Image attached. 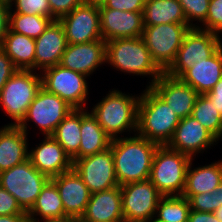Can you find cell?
Listing matches in <instances>:
<instances>
[{
    "label": "cell",
    "mask_w": 222,
    "mask_h": 222,
    "mask_svg": "<svg viewBox=\"0 0 222 222\" xmlns=\"http://www.w3.org/2000/svg\"><path fill=\"white\" fill-rule=\"evenodd\" d=\"M134 135L118 137L110 144L119 186L149 179L153 158L160 146L137 133Z\"/></svg>",
    "instance_id": "obj_1"
},
{
    "label": "cell",
    "mask_w": 222,
    "mask_h": 222,
    "mask_svg": "<svg viewBox=\"0 0 222 222\" xmlns=\"http://www.w3.org/2000/svg\"><path fill=\"white\" fill-rule=\"evenodd\" d=\"M180 120L151 87L147 86L141 93L138 103V135L160 146L167 145Z\"/></svg>",
    "instance_id": "obj_2"
},
{
    "label": "cell",
    "mask_w": 222,
    "mask_h": 222,
    "mask_svg": "<svg viewBox=\"0 0 222 222\" xmlns=\"http://www.w3.org/2000/svg\"><path fill=\"white\" fill-rule=\"evenodd\" d=\"M106 63L127 74L152 77L150 87L164 72L152 59L142 37L117 38L106 42Z\"/></svg>",
    "instance_id": "obj_3"
},
{
    "label": "cell",
    "mask_w": 222,
    "mask_h": 222,
    "mask_svg": "<svg viewBox=\"0 0 222 222\" xmlns=\"http://www.w3.org/2000/svg\"><path fill=\"white\" fill-rule=\"evenodd\" d=\"M109 92L91 111L98 123L112 140L125 131L136 132L140 95L130 96L115 89Z\"/></svg>",
    "instance_id": "obj_4"
},
{
    "label": "cell",
    "mask_w": 222,
    "mask_h": 222,
    "mask_svg": "<svg viewBox=\"0 0 222 222\" xmlns=\"http://www.w3.org/2000/svg\"><path fill=\"white\" fill-rule=\"evenodd\" d=\"M191 160L186 154L174 151L166 145L159 146L153 158L150 182L163 196L182 195Z\"/></svg>",
    "instance_id": "obj_5"
},
{
    "label": "cell",
    "mask_w": 222,
    "mask_h": 222,
    "mask_svg": "<svg viewBox=\"0 0 222 222\" xmlns=\"http://www.w3.org/2000/svg\"><path fill=\"white\" fill-rule=\"evenodd\" d=\"M42 87L41 74L33 70L18 69L0 92V105L14 122L7 125L18 126L24 119L27 109Z\"/></svg>",
    "instance_id": "obj_6"
},
{
    "label": "cell",
    "mask_w": 222,
    "mask_h": 222,
    "mask_svg": "<svg viewBox=\"0 0 222 222\" xmlns=\"http://www.w3.org/2000/svg\"><path fill=\"white\" fill-rule=\"evenodd\" d=\"M49 180L31 164L29 159L0 172V186L16 198L25 212L32 208Z\"/></svg>",
    "instance_id": "obj_7"
},
{
    "label": "cell",
    "mask_w": 222,
    "mask_h": 222,
    "mask_svg": "<svg viewBox=\"0 0 222 222\" xmlns=\"http://www.w3.org/2000/svg\"><path fill=\"white\" fill-rule=\"evenodd\" d=\"M221 40L220 35L191 27L184 35L175 60L164 72L180 78L194 63L212 56L222 46Z\"/></svg>",
    "instance_id": "obj_8"
},
{
    "label": "cell",
    "mask_w": 222,
    "mask_h": 222,
    "mask_svg": "<svg viewBox=\"0 0 222 222\" xmlns=\"http://www.w3.org/2000/svg\"><path fill=\"white\" fill-rule=\"evenodd\" d=\"M190 28L188 24L181 23L144 26L142 39L152 59L163 71L175 60L184 35Z\"/></svg>",
    "instance_id": "obj_9"
},
{
    "label": "cell",
    "mask_w": 222,
    "mask_h": 222,
    "mask_svg": "<svg viewBox=\"0 0 222 222\" xmlns=\"http://www.w3.org/2000/svg\"><path fill=\"white\" fill-rule=\"evenodd\" d=\"M42 87L59 96L74 109H85L88 95L87 76L60 64L42 71Z\"/></svg>",
    "instance_id": "obj_10"
},
{
    "label": "cell",
    "mask_w": 222,
    "mask_h": 222,
    "mask_svg": "<svg viewBox=\"0 0 222 222\" xmlns=\"http://www.w3.org/2000/svg\"><path fill=\"white\" fill-rule=\"evenodd\" d=\"M73 109L65 100L41 87L18 126L28 134L27 122H34L45 136L52 135Z\"/></svg>",
    "instance_id": "obj_11"
},
{
    "label": "cell",
    "mask_w": 222,
    "mask_h": 222,
    "mask_svg": "<svg viewBox=\"0 0 222 222\" xmlns=\"http://www.w3.org/2000/svg\"><path fill=\"white\" fill-rule=\"evenodd\" d=\"M121 187L124 222H149L163 196L149 179L124 184Z\"/></svg>",
    "instance_id": "obj_12"
},
{
    "label": "cell",
    "mask_w": 222,
    "mask_h": 222,
    "mask_svg": "<svg viewBox=\"0 0 222 222\" xmlns=\"http://www.w3.org/2000/svg\"><path fill=\"white\" fill-rule=\"evenodd\" d=\"M72 168L81 177L91 193L119 186L116 180L111 148L73 161Z\"/></svg>",
    "instance_id": "obj_13"
},
{
    "label": "cell",
    "mask_w": 222,
    "mask_h": 222,
    "mask_svg": "<svg viewBox=\"0 0 222 222\" xmlns=\"http://www.w3.org/2000/svg\"><path fill=\"white\" fill-rule=\"evenodd\" d=\"M68 44L93 42L102 39L99 7L82 3L61 17Z\"/></svg>",
    "instance_id": "obj_14"
},
{
    "label": "cell",
    "mask_w": 222,
    "mask_h": 222,
    "mask_svg": "<svg viewBox=\"0 0 222 222\" xmlns=\"http://www.w3.org/2000/svg\"><path fill=\"white\" fill-rule=\"evenodd\" d=\"M218 140L192 115L180 120L168 148L186 154L193 159L197 153L211 148Z\"/></svg>",
    "instance_id": "obj_15"
},
{
    "label": "cell",
    "mask_w": 222,
    "mask_h": 222,
    "mask_svg": "<svg viewBox=\"0 0 222 222\" xmlns=\"http://www.w3.org/2000/svg\"><path fill=\"white\" fill-rule=\"evenodd\" d=\"M50 180L59 192L64 206L65 220H80L92 194L81 177L72 168Z\"/></svg>",
    "instance_id": "obj_16"
},
{
    "label": "cell",
    "mask_w": 222,
    "mask_h": 222,
    "mask_svg": "<svg viewBox=\"0 0 222 222\" xmlns=\"http://www.w3.org/2000/svg\"><path fill=\"white\" fill-rule=\"evenodd\" d=\"M102 39L142 37L144 29L143 12H130L112 8H99Z\"/></svg>",
    "instance_id": "obj_17"
},
{
    "label": "cell",
    "mask_w": 222,
    "mask_h": 222,
    "mask_svg": "<svg viewBox=\"0 0 222 222\" xmlns=\"http://www.w3.org/2000/svg\"><path fill=\"white\" fill-rule=\"evenodd\" d=\"M150 87L180 119L192 115V110L199 94L180 78L171 77L163 72Z\"/></svg>",
    "instance_id": "obj_18"
},
{
    "label": "cell",
    "mask_w": 222,
    "mask_h": 222,
    "mask_svg": "<svg viewBox=\"0 0 222 222\" xmlns=\"http://www.w3.org/2000/svg\"><path fill=\"white\" fill-rule=\"evenodd\" d=\"M106 63V41L68 44L60 65L89 77L97 67Z\"/></svg>",
    "instance_id": "obj_19"
},
{
    "label": "cell",
    "mask_w": 222,
    "mask_h": 222,
    "mask_svg": "<svg viewBox=\"0 0 222 222\" xmlns=\"http://www.w3.org/2000/svg\"><path fill=\"white\" fill-rule=\"evenodd\" d=\"M31 164L49 179L72 169V159L62 146L51 136H44L42 143L29 150Z\"/></svg>",
    "instance_id": "obj_20"
},
{
    "label": "cell",
    "mask_w": 222,
    "mask_h": 222,
    "mask_svg": "<svg viewBox=\"0 0 222 222\" xmlns=\"http://www.w3.org/2000/svg\"><path fill=\"white\" fill-rule=\"evenodd\" d=\"M65 31L59 20L52 21L35 39V70L41 71L60 64L67 48Z\"/></svg>",
    "instance_id": "obj_21"
},
{
    "label": "cell",
    "mask_w": 222,
    "mask_h": 222,
    "mask_svg": "<svg viewBox=\"0 0 222 222\" xmlns=\"http://www.w3.org/2000/svg\"><path fill=\"white\" fill-rule=\"evenodd\" d=\"M80 222H124L121 187L92 193Z\"/></svg>",
    "instance_id": "obj_22"
},
{
    "label": "cell",
    "mask_w": 222,
    "mask_h": 222,
    "mask_svg": "<svg viewBox=\"0 0 222 222\" xmlns=\"http://www.w3.org/2000/svg\"><path fill=\"white\" fill-rule=\"evenodd\" d=\"M222 78V46L208 59L194 63L180 79L198 94L208 93Z\"/></svg>",
    "instance_id": "obj_23"
},
{
    "label": "cell",
    "mask_w": 222,
    "mask_h": 222,
    "mask_svg": "<svg viewBox=\"0 0 222 222\" xmlns=\"http://www.w3.org/2000/svg\"><path fill=\"white\" fill-rule=\"evenodd\" d=\"M19 126L0 128V172L28 159V138Z\"/></svg>",
    "instance_id": "obj_24"
},
{
    "label": "cell",
    "mask_w": 222,
    "mask_h": 222,
    "mask_svg": "<svg viewBox=\"0 0 222 222\" xmlns=\"http://www.w3.org/2000/svg\"><path fill=\"white\" fill-rule=\"evenodd\" d=\"M191 160L186 174V183L182 196L188 200L193 195L208 193L222 182V161L192 169Z\"/></svg>",
    "instance_id": "obj_25"
},
{
    "label": "cell",
    "mask_w": 222,
    "mask_h": 222,
    "mask_svg": "<svg viewBox=\"0 0 222 222\" xmlns=\"http://www.w3.org/2000/svg\"><path fill=\"white\" fill-rule=\"evenodd\" d=\"M81 143L78 159L110 148L112 139L106 134L92 112L81 109Z\"/></svg>",
    "instance_id": "obj_26"
},
{
    "label": "cell",
    "mask_w": 222,
    "mask_h": 222,
    "mask_svg": "<svg viewBox=\"0 0 222 222\" xmlns=\"http://www.w3.org/2000/svg\"><path fill=\"white\" fill-rule=\"evenodd\" d=\"M37 215L44 222L65 220L62 200L56 185L51 180L45 184L34 205L27 212L28 222H41L39 218L34 217Z\"/></svg>",
    "instance_id": "obj_27"
},
{
    "label": "cell",
    "mask_w": 222,
    "mask_h": 222,
    "mask_svg": "<svg viewBox=\"0 0 222 222\" xmlns=\"http://www.w3.org/2000/svg\"><path fill=\"white\" fill-rule=\"evenodd\" d=\"M1 48L14 66L21 70H35V39L8 29Z\"/></svg>",
    "instance_id": "obj_28"
},
{
    "label": "cell",
    "mask_w": 222,
    "mask_h": 222,
    "mask_svg": "<svg viewBox=\"0 0 222 222\" xmlns=\"http://www.w3.org/2000/svg\"><path fill=\"white\" fill-rule=\"evenodd\" d=\"M144 26L168 23L187 24L178 0H146L143 10Z\"/></svg>",
    "instance_id": "obj_29"
},
{
    "label": "cell",
    "mask_w": 222,
    "mask_h": 222,
    "mask_svg": "<svg viewBox=\"0 0 222 222\" xmlns=\"http://www.w3.org/2000/svg\"><path fill=\"white\" fill-rule=\"evenodd\" d=\"M81 109H73L60 122L55 132L51 135L64 149L72 162L78 159L81 143Z\"/></svg>",
    "instance_id": "obj_30"
},
{
    "label": "cell",
    "mask_w": 222,
    "mask_h": 222,
    "mask_svg": "<svg viewBox=\"0 0 222 222\" xmlns=\"http://www.w3.org/2000/svg\"><path fill=\"white\" fill-rule=\"evenodd\" d=\"M192 116L217 140L222 138V115L205 94H199L197 97L192 110Z\"/></svg>",
    "instance_id": "obj_31"
},
{
    "label": "cell",
    "mask_w": 222,
    "mask_h": 222,
    "mask_svg": "<svg viewBox=\"0 0 222 222\" xmlns=\"http://www.w3.org/2000/svg\"><path fill=\"white\" fill-rule=\"evenodd\" d=\"M190 210V202L184 196H162L156 208L155 218L161 222H184L188 220Z\"/></svg>",
    "instance_id": "obj_32"
},
{
    "label": "cell",
    "mask_w": 222,
    "mask_h": 222,
    "mask_svg": "<svg viewBox=\"0 0 222 222\" xmlns=\"http://www.w3.org/2000/svg\"><path fill=\"white\" fill-rule=\"evenodd\" d=\"M52 21H54L52 17L9 12L8 25L10 31L36 39Z\"/></svg>",
    "instance_id": "obj_33"
},
{
    "label": "cell",
    "mask_w": 222,
    "mask_h": 222,
    "mask_svg": "<svg viewBox=\"0 0 222 222\" xmlns=\"http://www.w3.org/2000/svg\"><path fill=\"white\" fill-rule=\"evenodd\" d=\"M189 202L191 210L213 213L222 205V182L211 192L193 195Z\"/></svg>",
    "instance_id": "obj_34"
},
{
    "label": "cell",
    "mask_w": 222,
    "mask_h": 222,
    "mask_svg": "<svg viewBox=\"0 0 222 222\" xmlns=\"http://www.w3.org/2000/svg\"><path fill=\"white\" fill-rule=\"evenodd\" d=\"M182 6L187 24L197 27L193 21L203 23L206 20L210 0H178Z\"/></svg>",
    "instance_id": "obj_35"
},
{
    "label": "cell",
    "mask_w": 222,
    "mask_h": 222,
    "mask_svg": "<svg viewBox=\"0 0 222 222\" xmlns=\"http://www.w3.org/2000/svg\"><path fill=\"white\" fill-rule=\"evenodd\" d=\"M12 5H14L15 9H13ZM9 6V12L50 17L48 0H10Z\"/></svg>",
    "instance_id": "obj_36"
},
{
    "label": "cell",
    "mask_w": 222,
    "mask_h": 222,
    "mask_svg": "<svg viewBox=\"0 0 222 222\" xmlns=\"http://www.w3.org/2000/svg\"><path fill=\"white\" fill-rule=\"evenodd\" d=\"M200 29L219 35L222 32V0H210L206 20Z\"/></svg>",
    "instance_id": "obj_37"
},
{
    "label": "cell",
    "mask_w": 222,
    "mask_h": 222,
    "mask_svg": "<svg viewBox=\"0 0 222 222\" xmlns=\"http://www.w3.org/2000/svg\"><path fill=\"white\" fill-rule=\"evenodd\" d=\"M50 8V17L59 20L61 17L69 14L77 6L83 3L82 0H48Z\"/></svg>",
    "instance_id": "obj_38"
},
{
    "label": "cell",
    "mask_w": 222,
    "mask_h": 222,
    "mask_svg": "<svg viewBox=\"0 0 222 222\" xmlns=\"http://www.w3.org/2000/svg\"><path fill=\"white\" fill-rule=\"evenodd\" d=\"M27 214L7 190L0 186V215Z\"/></svg>",
    "instance_id": "obj_39"
},
{
    "label": "cell",
    "mask_w": 222,
    "mask_h": 222,
    "mask_svg": "<svg viewBox=\"0 0 222 222\" xmlns=\"http://www.w3.org/2000/svg\"><path fill=\"white\" fill-rule=\"evenodd\" d=\"M146 0H107L99 8H112L121 11L143 12Z\"/></svg>",
    "instance_id": "obj_40"
},
{
    "label": "cell",
    "mask_w": 222,
    "mask_h": 222,
    "mask_svg": "<svg viewBox=\"0 0 222 222\" xmlns=\"http://www.w3.org/2000/svg\"><path fill=\"white\" fill-rule=\"evenodd\" d=\"M17 70L18 69L14 66L9 56L0 47V92L2 91L4 85L7 83L8 79Z\"/></svg>",
    "instance_id": "obj_41"
},
{
    "label": "cell",
    "mask_w": 222,
    "mask_h": 222,
    "mask_svg": "<svg viewBox=\"0 0 222 222\" xmlns=\"http://www.w3.org/2000/svg\"><path fill=\"white\" fill-rule=\"evenodd\" d=\"M9 3L0 1V47L3 45L5 36L9 29Z\"/></svg>",
    "instance_id": "obj_42"
},
{
    "label": "cell",
    "mask_w": 222,
    "mask_h": 222,
    "mask_svg": "<svg viewBox=\"0 0 222 222\" xmlns=\"http://www.w3.org/2000/svg\"><path fill=\"white\" fill-rule=\"evenodd\" d=\"M215 107L218 112L222 115V78L215 84V86L205 94Z\"/></svg>",
    "instance_id": "obj_43"
},
{
    "label": "cell",
    "mask_w": 222,
    "mask_h": 222,
    "mask_svg": "<svg viewBox=\"0 0 222 222\" xmlns=\"http://www.w3.org/2000/svg\"><path fill=\"white\" fill-rule=\"evenodd\" d=\"M189 222H220L212 212H199L190 210Z\"/></svg>",
    "instance_id": "obj_44"
},
{
    "label": "cell",
    "mask_w": 222,
    "mask_h": 222,
    "mask_svg": "<svg viewBox=\"0 0 222 222\" xmlns=\"http://www.w3.org/2000/svg\"><path fill=\"white\" fill-rule=\"evenodd\" d=\"M0 222H28L27 214L0 215Z\"/></svg>",
    "instance_id": "obj_45"
},
{
    "label": "cell",
    "mask_w": 222,
    "mask_h": 222,
    "mask_svg": "<svg viewBox=\"0 0 222 222\" xmlns=\"http://www.w3.org/2000/svg\"><path fill=\"white\" fill-rule=\"evenodd\" d=\"M84 4L101 7L104 6L107 0H82Z\"/></svg>",
    "instance_id": "obj_46"
},
{
    "label": "cell",
    "mask_w": 222,
    "mask_h": 222,
    "mask_svg": "<svg viewBox=\"0 0 222 222\" xmlns=\"http://www.w3.org/2000/svg\"><path fill=\"white\" fill-rule=\"evenodd\" d=\"M216 216V218L222 222V205L219 206L214 212H213Z\"/></svg>",
    "instance_id": "obj_47"
},
{
    "label": "cell",
    "mask_w": 222,
    "mask_h": 222,
    "mask_svg": "<svg viewBox=\"0 0 222 222\" xmlns=\"http://www.w3.org/2000/svg\"><path fill=\"white\" fill-rule=\"evenodd\" d=\"M48 222H80L79 219H66L62 221H48Z\"/></svg>",
    "instance_id": "obj_48"
},
{
    "label": "cell",
    "mask_w": 222,
    "mask_h": 222,
    "mask_svg": "<svg viewBox=\"0 0 222 222\" xmlns=\"http://www.w3.org/2000/svg\"><path fill=\"white\" fill-rule=\"evenodd\" d=\"M149 222H161V221H159L155 217H153Z\"/></svg>",
    "instance_id": "obj_49"
},
{
    "label": "cell",
    "mask_w": 222,
    "mask_h": 222,
    "mask_svg": "<svg viewBox=\"0 0 222 222\" xmlns=\"http://www.w3.org/2000/svg\"><path fill=\"white\" fill-rule=\"evenodd\" d=\"M0 1H4V2H7V3H9V2H10V0H0Z\"/></svg>",
    "instance_id": "obj_50"
}]
</instances>
